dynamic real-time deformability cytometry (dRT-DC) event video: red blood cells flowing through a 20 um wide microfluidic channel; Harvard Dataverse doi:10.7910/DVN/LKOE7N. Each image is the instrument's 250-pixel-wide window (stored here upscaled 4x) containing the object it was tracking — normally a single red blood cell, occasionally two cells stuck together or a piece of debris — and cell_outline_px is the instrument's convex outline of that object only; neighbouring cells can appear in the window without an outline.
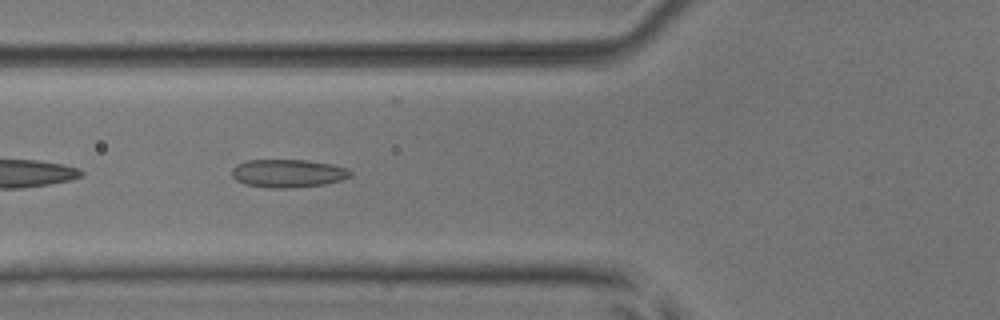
{"species": "common noctule bat (a hibernating species)", "species_latin": "Nyctalus noctula", "temperature_condition": "room temperature", "stored_images_in_passage": 46, "camera_frame_rate_fps": 3000, "um_per_image_px": 0.085, "animal": {"sex": "male", "body_mass_g": 17.9, "forearm_length_mm": 54.2}, "frame": {"image": 1, "passage_image": 13, "time_ms": 4.0, "image_size_px": [1000, 320], "cell_outline_px": [[352, 176], [340, 180], [324, 184], [288, 188], [268, 188], [244, 184], [236, 180], [232, 176], [232, 168], [236, 164], [248, 160], [308, 160], [332, 164], [348, 168], [352, 172]], "centroid_in_image_um": [24.47, 14.73], "position_along_channel_um": 101.3, "area_um2": 19.54}}
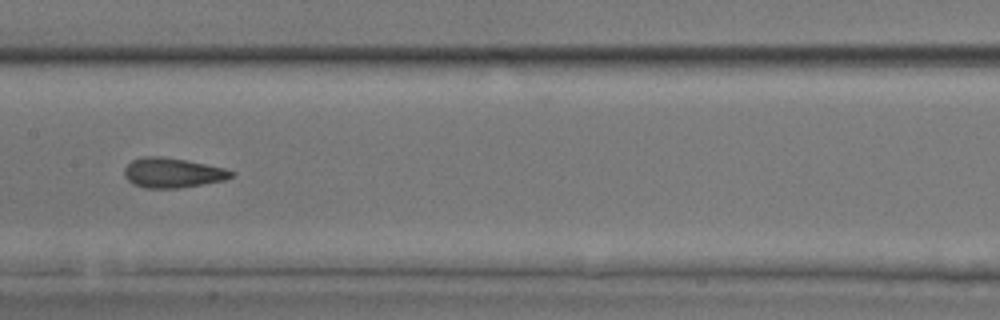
{"frame": {"image": 2, "passage_image": 20, "time_ms": 6.333, "image_size_px": [1000, 320], "cell_outline_px": [[236, 172], [232, 176], [224, 180], [180, 188], [144, 188], [132, 184], [124, 176], [124, 168], [132, 160], [144, 156], [160, 156], [184, 160], [224, 168]], "centroid_in_image_um": [14.63, 14.69], "position_along_channel_um": 192.8, "area_um2": 18.5}}
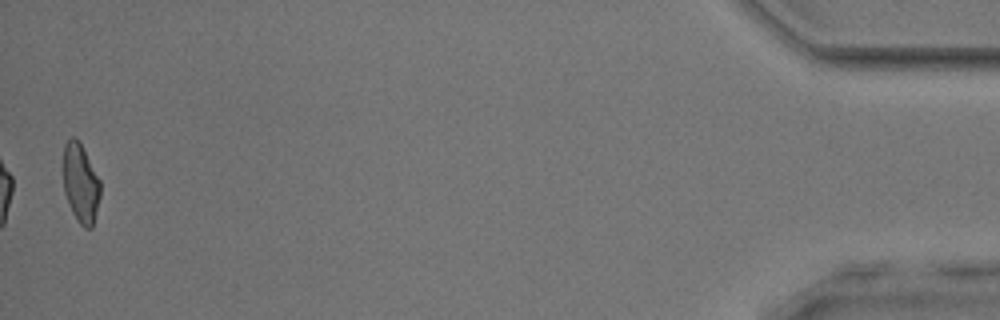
{"frame": {"image": 3, "passage_image": 45, "time_ms": 14.667, "image_size_px": [1000, 320], "cell_outline_px": [[100, 196], [92, 228], [84, 228], [76, 220], [68, 204], [64, 192], [64, 144], [72, 136], [76, 136], [100, 180]], "centroid_in_image_um": [6.85, 15.6], "position_along_channel_um": 428.4, "area_um2": 16.94}, "authors_computed_cell_mechanics": {"area_um2": 18.1781, "velocity_mm_per_s": 3.9185, "shape_relaxation_time_tau1_ms": 6.3121, "shape_relaxation_time_tau2_ms": 1.66, "deformation_change_tau1": 0.1373, "deformation_change_tau2": 0.0996}}